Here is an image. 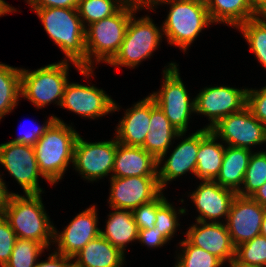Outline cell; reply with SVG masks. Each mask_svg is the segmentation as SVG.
Here are the masks:
<instances>
[{
    "mask_svg": "<svg viewBox=\"0 0 266 267\" xmlns=\"http://www.w3.org/2000/svg\"><path fill=\"white\" fill-rule=\"evenodd\" d=\"M170 5L164 20L162 33L170 45L181 48L184 53L202 33L205 27L213 24L205 0H164Z\"/></svg>",
    "mask_w": 266,
    "mask_h": 267,
    "instance_id": "277c9868",
    "label": "cell"
},
{
    "mask_svg": "<svg viewBox=\"0 0 266 267\" xmlns=\"http://www.w3.org/2000/svg\"><path fill=\"white\" fill-rule=\"evenodd\" d=\"M32 8H77L80 0H25Z\"/></svg>",
    "mask_w": 266,
    "mask_h": 267,
    "instance_id": "60d3db41",
    "label": "cell"
},
{
    "mask_svg": "<svg viewBox=\"0 0 266 267\" xmlns=\"http://www.w3.org/2000/svg\"><path fill=\"white\" fill-rule=\"evenodd\" d=\"M266 208L251 197L236 195L225 222L235 248L260 235Z\"/></svg>",
    "mask_w": 266,
    "mask_h": 267,
    "instance_id": "2e32d148",
    "label": "cell"
},
{
    "mask_svg": "<svg viewBox=\"0 0 266 267\" xmlns=\"http://www.w3.org/2000/svg\"><path fill=\"white\" fill-rule=\"evenodd\" d=\"M44 249L46 248L36 241L17 238L11 257L4 267H35Z\"/></svg>",
    "mask_w": 266,
    "mask_h": 267,
    "instance_id": "836d02e7",
    "label": "cell"
},
{
    "mask_svg": "<svg viewBox=\"0 0 266 267\" xmlns=\"http://www.w3.org/2000/svg\"><path fill=\"white\" fill-rule=\"evenodd\" d=\"M95 205H91L77 214L69 224L58 231L54 228L55 252L73 258L90 241L100 235L98 228V216Z\"/></svg>",
    "mask_w": 266,
    "mask_h": 267,
    "instance_id": "9a60e30c",
    "label": "cell"
},
{
    "mask_svg": "<svg viewBox=\"0 0 266 267\" xmlns=\"http://www.w3.org/2000/svg\"><path fill=\"white\" fill-rule=\"evenodd\" d=\"M169 240L157 230V227L152 229L139 230L138 242L147 245L149 248L163 247Z\"/></svg>",
    "mask_w": 266,
    "mask_h": 267,
    "instance_id": "ab89813d",
    "label": "cell"
},
{
    "mask_svg": "<svg viewBox=\"0 0 266 267\" xmlns=\"http://www.w3.org/2000/svg\"><path fill=\"white\" fill-rule=\"evenodd\" d=\"M88 142L80 135L76 139L73 168L86 181H99L112 173L117 140Z\"/></svg>",
    "mask_w": 266,
    "mask_h": 267,
    "instance_id": "30bf717a",
    "label": "cell"
},
{
    "mask_svg": "<svg viewBox=\"0 0 266 267\" xmlns=\"http://www.w3.org/2000/svg\"><path fill=\"white\" fill-rule=\"evenodd\" d=\"M74 264V259L57 252H51L47 260L37 262L35 267H71Z\"/></svg>",
    "mask_w": 266,
    "mask_h": 267,
    "instance_id": "b9f144b4",
    "label": "cell"
},
{
    "mask_svg": "<svg viewBox=\"0 0 266 267\" xmlns=\"http://www.w3.org/2000/svg\"><path fill=\"white\" fill-rule=\"evenodd\" d=\"M213 24L223 23L236 29L259 14L248 0H205Z\"/></svg>",
    "mask_w": 266,
    "mask_h": 267,
    "instance_id": "4316f807",
    "label": "cell"
},
{
    "mask_svg": "<svg viewBox=\"0 0 266 267\" xmlns=\"http://www.w3.org/2000/svg\"><path fill=\"white\" fill-rule=\"evenodd\" d=\"M206 128L199 129V150L194 176L200 181H214L220 171L225 145Z\"/></svg>",
    "mask_w": 266,
    "mask_h": 267,
    "instance_id": "603a6c76",
    "label": "cell"
},
{
    "mask_svg": "<svg viewBox=\"0 0 266 267\" xmlns=\"http://www.w3.org/2000/svg\"><path fill=\"white\" fill-rule=\"evenodd\" d=\"M250 6L259 14H266V0H248Z\"/></svg>",
    "mask_w": 266,
    "mask_h": 267,
    "instance_id": "bcb514c9",
    "label": "cell"
},
{
    "mask_svg": "<svg viewBox=\"0 0 266 267\" xmlns=\"http://www.w3.org/2000/svg\"><path fill=\"white\" fill-rule=\"evenodd\" d=\"M23 195L9 194L0 212L9 221L17 238L36 241L50 249L55 226L46 213L41 193Z\"/></svg>",
    "mask_w": 266,
    "mask_h": 267,
    "instance_id": "7a4b0ae2",
    "label": "cell"
},
{
    "mask_svg": "<svg viewBox=\"0 0 266 267\" xmlns=\"http://www.w3.org/2000/svg\"><path fill=\"white\" fill-rule=\"evenodd\" d=\"M55 121V116L51 115L42 125L34 127L31 131L10 140L12 143L28 144L34 146L36 142L44 135L49 126ZM23 128V126L20 125Z\"/></svg>",
    "mask_w": 266,
    "mask_h": 267,
    "instance_id": "f35d334b",
    "label": "cell"
},
{
    "mask_svg": "<svg viewBox=\"0 0 266 267\" xmlns=\"http://www.w3.org/2000/svg\"><path fill=\"white\" fill-rule=\"evenodd\" d=\"M105 226V231L100 229V235L124 254L127 244L138 241L139 229L134 221L132 210L112 208Z\"/></svg>",
    "mask_w": 266,
    "mask_h": 267,
    "instance_id": "484cf974",
    "label": "cell"
},
{
    "mask_svg": "<svg viewBox=\"0 0 266 267\" xmlns=\"http://www.w3.org/2000/svg\"><path fill=\"white\" fill-rule=\"evenodd\" d=\"M164 0H124V3L131 8H134L138 11L143 9L153 10Z\"/></svg>",
    "mask_w": 266,
    "mask_h": 267,
    "instance_id": "7bdbcfd3",
    "label": "cell"
},
{
    "mask_svg": "<svg viewBox=\"0 0 266 267\" xmlns=\"http://www.w3.org/2000/svg\"><path fill=\"white\" fill-rule=\"evenodd\" d=\"M251 198L266 208V182L255 191Z\"/></svg>",
    "mask_w": 266,
    "mask_h": 267,
    "instance_id": "ee69618b",
    "label": "cell"
},
{
    "mask_svg": "<svg viewBox=\"0 0 266 267\" xmlns=\"http://www.w3.org/2000/svg\"><path fill=\"white\" fill-rule=\"evenodd\" d=\"M210 131L223 144L233 147L252 150L255 146L266 143V127L247 106L222 118Z\"/></svg>",
    "mask_w": 266,
    "mask_h": 267,
    "instance_id": "9c48e42d",
    "label": "cell"
},
{
    "mask_svg": "<svg viewBox=\"0 0 266 267\" xmlns=\"http://www.w3.org/2000/svg\"><path fill=\"white\" fill-rule=\"evenodd\" d=\"M251 113L266 127V86L247 90V104Z\"/></svg>",
    "mask_w": 266,
    "mask_h": 267,
    "instance_id": "74e56055",
    "label": "cell"
},
{
    "mask_svg": "<svg viewBox=\"0 0 266 267\" xmlns=\"http://www.w3.org/2000/svg\"><path fill=\"white\" fill-rule=\"evenodd\" d=\"M135 14L131 15L118 53L108 65L118 68L138 67L142 61L153 55L162 42V26H156L148 15L136 18Z\"/></svg>",
    "mask_w": 266,
    "mask_h": 267,
    "instance_id": "52a82bcc",
    "label": "cell"
},
{
    "mask_svg": "<svg viewBox=\"0 0 266 267\" xmlns=\"http://www.w3.org/2000/svg\"><path fill=\"white\" fill-rule=\"evenodd\" d=\"M157 159L142 147L127 146L117 141L111 177L157 176Z\"/></svg>",
    "mask_w": 266,
    "mask_h": 267,
    "instance_id": "44dd1931",
    "label": "cell"
},
{
    "mask_svg": "<svg viewBox=\"0 0 266 267\" xmlns=\"http://www.w3.org/2000/svg\"><path fill=\"white\" fill-rule=\"evenodd\" d=\"M150 116L151 97L148 95L143 100L136 102L131 108L126 109L115 130V138L118 143L143 147L150 129Z\"/></svg>",
    "mask_w": 266,
    "mask_h": 267,
    "instance_id": "ffe728a7",
    "label": "cell"
},
{
    "mask_svg": "<svg viewBox=\"0 0 266 267\" xmlns=\"http://www.w3.org/2000/svg\"><path fill=\"white\" fill-rule=\"evenodd\" d=\"M40 18L50 39L65 54L81 75L93 76L94 68H86L85 26L77 8H31Z\"/></svg>",
    "mask_w": 266,
    "mask_h": 267,
    "instance_id": "6da1fadb",
    "label": "cell"
},
{
    "mask_svg": "<svg viewBox=\"0 0 266 267\" xmlns=\"http://www.w3.org/2000/svg\"><path fill=\"white\" fill-rule=\"evenodd\" d=\"M78 267H123L125 254L99 235L83 247L74 257Z\"/></svg>",
    "mask_w": 266,
    "mask_h": 267,
    "instance_id": "cb8c5ba5",
    "label": "cell"
},
{
    "mask_svg": "<svg viewBox=\"0 0 266 267\" xmlns=\"http://www.w3.org/2000/svg\"><path fill=\"white\" fill-rule=\"evenodd\" d=\"M260 235L266 237V213L262 219Z\"/></svg>",
    "mask_w": 266,
    "mask_h": 267,
    "instance_id": "c3c4849f",
    "label": "cell"
},
{
    "mask_svg": "<svg viewBox=\"0 0 266 267\" xmlns=\"http://www.w3.org/2000/svg\"><path fill=\"white\" fill-rule=\"evenodd\" d=\"M166 200L162 191L154 200L141 204L132 210L134 221L139 230L155 228L156 211Z\"/></svg>",
    "mask_w": 266,
    "mask_h": 267,
    "instance_id": "d590c367",
    "label": "cell"
},
{
    "mask_svg": "<svg viewBox=\"0 0 266 267\" xmlns=\"http://www.w3.org/2000/svg\"><path fill=\"white\" fill-rule=\"evenodd\" d=\"M0 164L17 181L23 192L43 193L39 186V171L32 145L20 143L0 144Z\"/></svg>",
    "mask_w": 266,
    "mask_h": 267,
    "instance_id": "7c38bea8",
    "label": "cell"
},
{
    "mask_svg": "<svg viewBox=\"0 0 266 267\" xmlns=\"http://www.w3.org/2000/svg\"><path fill=\"white\" fill-rule=\"evenodd\" d=\"M16 8L12 7L4 0H0V16H3L8 13L16 12Z\"/></svg>",
    "mask_w": 266,
    "mask_h": 267,
    "instance_id": "7dc6e473",
    "label": "cell"
},
{
    "mask_svg": "<svg viewBox=\"0 0 266 267\" xmlns=\"http://www.w3.org/2000/svg\"><path fill=\"white\" fill-rule=\"evenodd\" d=\"M185 238L194 246L213 254L230 267L235 259V246L225 222L196 221L184 233Z\"/></svg>",
    "mask_w": 266,
    "mask_h": 267,
    "instance_id": "e0dca14e",
    "label": "cell"
},
{
    "mask_svg": "<svg viewBox=\"0 0 266 267\" xmlns=\"http://www.w3.org/2000/svg\"><path fill=\"white\" fill-rule=\"evenodd\" d=\"M185 135L186 133H181L182 141L176 145L170 156L167 157V159L165 158V161H157V177L162 191L166 189V185L174 179L176 180L187 172H191L193 175L196 172L197 153L199 150V130L183 140V136L185 137Z\"/></svg>",
    "mask_w": 266,
    "mask_h": 267,
    "instance_id": "d6986e66",
    "label": "cell"
},
{
    "mask_svg": "<svg viewBox=\"0 0 266 267\" xmlns=\"http://www.w3.org/2000/svg\"><path fill=\"white\" fill-rule=\"evenodd\" d=\"M248 88L210 86L200 90L194 98L195 114L204 115L210 121L204 128L211 129L222 118L246 107Z\"/></svg>",
    "mask_w": 266,
    "mask_h": 267,
    "instance_id": "8fae6325",
    "label": "cell"
},
{
    "mask_svg": "<svg viewBox=\"0 0 266 267\" xmlns=\"http://www.w3.org/2000/svg\"><path fill=\"white\" fill-rule=\"evenodd\" d=\"M2 175L3 174H0V211L5 201L7 200L8 195L14 193V192H9V190L7 189V185L3 180Z\"/></svg>",
    "mask_w": 266,
    "mask_h": 267,
    "instance_id": "f6af8a7d",
    "label": "cell"
},
{
    "mask_svg": "<svg viewBox=\"0 0 266 267\" xmlns=\"http://www.w3.org/2000/svg\"><path fill=\"white\" fill-rule=\"evenodd\" d=\"M252 150L225 145L222 165L214 180L220 186L229 188L236 193L243 185V179L248 167Z\"/></svg>",
    "mask_w": 266,
    "mask_h": 267,
    "instance_id": "d4e9b609",
    "label": "cell"
},
{
    "mask_svg": "<svg viewBox=\"0 0 266 267\" xmlns=\"http://www.w3.org/2000/svg\"><path fill=\"white\" fill-rule=\"evenodd\" d=\"M190 193L199 215L196 221L220 223L221 218L227 220L230 206L237 193L229 188L220 186L216 181H202ZM209 220V221H208Z\"/></svg>",
    "mask_w": 266,
    "mask_h": 267,
    "instance_id": "ac0fdd59",
    "label": "cell"
},
{
    "mask_svg": "<svg viewBox=\"0 0 266 267\" xmlns=\"http://www.w3.org/2000/svg\"><path fill=\"white\" fill-rule=\"evenodd\" d=\"M60 107L84 118L95 120L119 111V105L103 89L94 85L68 82Z\"/></svg>",
    "mask_w": 266,
    "mask_h": 267,
    "instance_id": "4fadbf2b",
    "label": "cell"
},
{
    "mask_svg": "<svg viewBox=\"0 0 266 267\" xmlns=\"http://www.w3.org/2000/svg\"><path fill=\"white\" fill-rule=\"evenodd\" d=\"M138 10L124 5L114 15L88 25L85 29L86 68L95 63L108 64L118 53L131 15ZM94 65V66H93Z\"/></svg>",
    "mask_w": 266,
    "mask_h": 267,
    "instance_id": "5b68a950",
    "label": "cell"
},
{
    "mask_svg": "<svg viewBox=\"0 0 266 267\" xmlns=\"http://www.w3.org/2000/svg\"><path fill=\"white\" fill-rule=\"evenodd\" d=\"M55 116V121L33 146L37 164L44 180L57 184L68 165L73 163L74 146L79 133Z\"/></svg>",
    "mask_w": 266,
    "mask_h": 267,
    "instance_id": "3957f363",
    "label": "cell"
},
{
    "mask_svg": "<svg viewBox=\"0 0 266 267\" xmlns=\"http://www.w3.org/2000/svg\"><path fill=\"white\" fill-rule=\"evenodd\" d=\"M231 267H266V237H254L235 248Z\"/></svg>",
    "mask_w": 266,
    "mask_h": 267,
    "instance_id": "4dcf8cb0",
    "label": "cell"
},
{
    "mask_svg": "<svg viewBox=\"0 0 266 267\" xmlns=\"http://www.w3.org/2000/svg\"><path fill=\"white\" fill-rule=\"evenodd\" d=\"M164 67L160 90L149 96L163 110L173 127L180 133H186L191 115L195 113V100L189 97L177 63L171 62Z\"/></svg>",
    "mask_w": 266,
    "mask_h": 267,
    "instance_id": "ba28073f",
    "label": "cell"
},
{
    "mask_svg": "<svg viewBox=\"0 0 266 267\" xmlns=\"http://www.w3.org/2000/svg\"><path fill=\"white\" fill-rule=\"evenodd\" d=\"M16 240L17 236L15 232L11 229L9 221L0 212V266L1 267H4L9 261Z\"/></svg>",
    "mask_w": 266,
    "mask_h": 267,
    "instance_id": "8d00e7d4",
    "label": "cell"
},
{
    "mask_svg": "<svg viewBox=\"0 0 266 267\" xmlns=\"http://www.w3.org/2000/svg\"><path fill=\"white\" fill-rule=\"evenodd\" d=\"M173 204L166 200L156 211V222L154 223L157 230L160 231L170 242L174 237L178 226L180 225L179 217L186 213V208H174ZM179 214V215H178Z\"/></svg>",
    "mask_w": 266,
    "mask_h": 267,
    "instance_id": "e575fe53",
    "label": "cell"
},
{
    "mask_svg": "<svg viewBox=\"0 0 266 267\" xmlns=\"http://www.w3.org/2000/svg\"><path fill=\"white\" fill-rule=\"evenodd\" d=\"M69 62L62 60L33 71L21 68V97L38 109L50 103L60 106L69 82Z\"/></svg>",
    "mask_w": 266,
    "mask_h": 267,
    "instance_id": "8992f818",
    "label": "cell"
},
{
    "mask_svg": "<svg viewBox=\"0 0 266 267\" xmlns=\"http://www.w3.org/2000/svg\"><path fill=\"white\" fill-rule=\"evenodd\" d=\"M265 182L266 151H253L244 175L243 185L237 195L251 197Z\"/></svg>",
    "mask_w": 266,
    "mask_h": 267,
    "instance_id": "1f68e13d",
    "label": "cell"
},
{
    "mask_svg": "<svg viewBox=\"0 0 266 267\" xmlns=\"http://www.w3.org/2000/svg\"><path fill=\"white\" fill-rule=\"evenodd\" d=\"M110 208L134 210L154 200L161 192L157 176L111 177Z\"/></svg>",
    "mask_w": 266,
    "mask_h": 267,
    "instance_id": "5bb4252c",
    "label": "cell"
},
{
    "mask_svg": "<svg viewBox=\"0 0 266 267\" xmlns=\"http://www.w3.org/2000/svg\"><path fill=\"white\" fill-rule=\"evenodd\" d=\"M19 99H21V68L0 62V121L15 109Z\"/></svg>",
    "mask_w": 266,
    "mask_h": 267,
    "instance_id": "83f0119b",
    "label": "cell"
},
{
    "mask_svg": "<svg viewBox=\"0 0 266 267\" xmlns=\"http://www.w3.org/2000/svg\"><path fill=\"white\" fill-rule=\"evenodd\" d=\"M125 5L124 0H80L77 12L83 25H88L110 17Z\"/></svg>",
    "mask_w": 266,
    "mask_h": 267,
    "instance_id": "f546056e",
    "label": "cell"
},
{
    "mask_svg": "<svg viewBox=\"0 0 266 267\" xmlns=\"http://www.w3.org/2000/svg\"><path fill=\"white\" fill-rule=\"evenodd\" d=\"M149 127V133L142 148L152 154L157 160H164L169 152L168 149L171 148L170 146H173L174 140L181 138V133L173 127L163 110L152 98Z\"/></svg>",
    "mask_w": 266,
    "mask_h": 267,
    "instance_id": "7402d4cb",
    "label": "cell"
},
{
    "mask_svg": "<svg viewBox=\"0 0 266 267\" xmlns=\"http://www.w3.org/2000/svg\"><path fill=\"white\" fill-rule=\"evenodd\" d=\"M179 246L182 249L175 257L177 267H221L224 264L213 254L192 245L186 238L180 241Z\"/></svg>",
    "mask_w": 266,
    "mask_h": 267,
    "instance_id": "d6a6232c",
    "label": "cell"
},
{
    "mask_svg": "<svg viewBox=\"0 0 266 267\" xmlns=\"http://www.w3.org/2000/svg\"><path fill=\"white\" fill-rule=\"evenodd\" d=\"M238 29L258 62L266 69V14L247 20Z\"/></svg>",
    "mask_w": 266,
    "mask_h": 267,
    "instance_id": "f1b7e54d",
    "label": "cell"
}]
</instances>
